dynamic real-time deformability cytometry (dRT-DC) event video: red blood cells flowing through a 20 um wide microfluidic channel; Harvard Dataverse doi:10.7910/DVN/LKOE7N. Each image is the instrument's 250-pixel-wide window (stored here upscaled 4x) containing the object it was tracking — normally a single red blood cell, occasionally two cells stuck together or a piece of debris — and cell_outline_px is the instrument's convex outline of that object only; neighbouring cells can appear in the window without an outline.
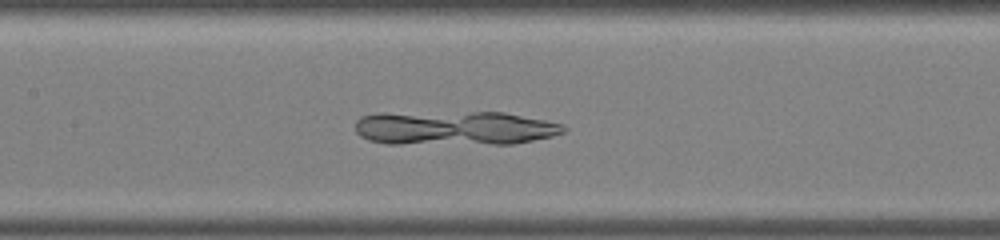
{"species": "common noctule bat (a hibernating species)", "species_latin": "Nyctalus noctula", "temperature_condition": "warm", "stored_images_in_passage": 21, "camera_frame_rate_fps": 3000, "um_per_image_px": 0.085, "animal": {"sex": "male", "body_mass_g": 19.0, "forearm_length_mm": 50.8}, "frame": {"image": 1, "passage_image": 18, "time_ms": 5.667, "image_size_px": [1000, 240], "cell_outline_px": [[568, 128], [564, 132], [552, 136], [512, 144], [388, 144], [368, 140], [360, 136], [356, 132], [356, 120], [360, 116], [380, 112], [504, 112], [564, 124]], "centroid_in_image_um": [38.6, 10.88], "position_along_channel_um": 168.8, "area_um2": 42.19}}